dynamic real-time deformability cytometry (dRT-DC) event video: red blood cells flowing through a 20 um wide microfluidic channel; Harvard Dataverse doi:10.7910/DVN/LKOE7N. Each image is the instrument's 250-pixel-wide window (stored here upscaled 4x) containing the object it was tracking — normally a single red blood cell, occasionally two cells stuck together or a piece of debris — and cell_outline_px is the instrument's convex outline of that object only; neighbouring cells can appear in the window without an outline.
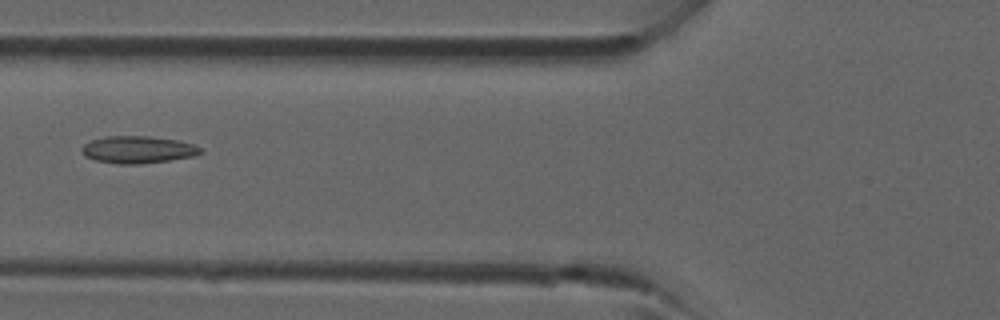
{"species": "common noctule bat (a hibernating species)", "species_latin": "Nyctalus noctula", "temperature_condition": "room temperature", "stored_images_in_passage": 2, "camera_frame_rate_fps": 3000, "um_per_image_px": 0.085, "animal": {"sex": "male", "forearm_length_mm": 52.5}, "frame": {"image": 1, "passage_image": 2, "time_ms": 2.333, "image_size_px": [1000, 320], "cell_outline_px": [[204, 152], [192, 156], [168, 160], [140, 164], [120, 164], [96, 160], [84, 156], [80, 148], [84, 144], [92, 140], [104, 136], [148, 136], [176, 140], [192, 144], [200, 148]], "centroid_in_image_um": [11.68, 12.71], "position_along_channel_um": 114.1, "area_um2": 18.67}}